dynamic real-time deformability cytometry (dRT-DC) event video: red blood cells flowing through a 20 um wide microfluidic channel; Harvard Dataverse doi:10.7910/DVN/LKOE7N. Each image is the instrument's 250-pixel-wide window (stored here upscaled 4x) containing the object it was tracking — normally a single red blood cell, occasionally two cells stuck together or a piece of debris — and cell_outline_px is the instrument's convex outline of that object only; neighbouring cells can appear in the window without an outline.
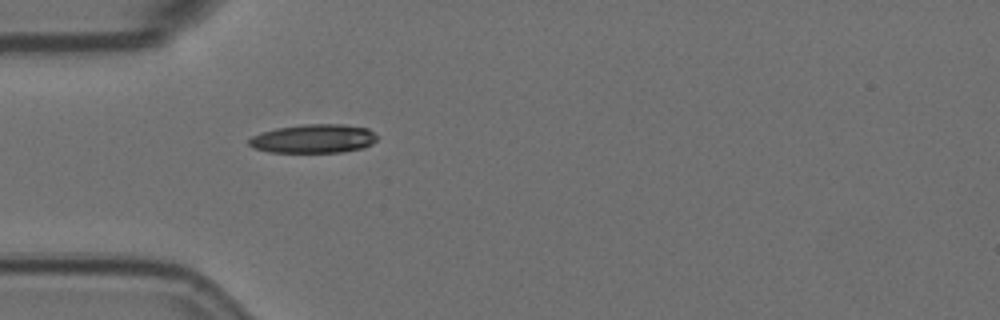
{"species": "Egyptian fruit bat (a non-hibernating species)", "species_latin": "Rousettus aegyptiacus", "temperature_condition": "room temperature", "stored_images_in_passage": 1, "camera_frame_rate_fps": 3000, "um_per_image_px": 0.085, "animal": {"sex": "female"}, "frame": {"image": 1, "passage_image": 1, "time_ms": 0.0, "image_size_px": [1000, 320], "cell_outline_px": [[376, 140], [372, 144], [364, 148], [340, 152], [268, 152], [256, 148], [248, 144], [248, 140], [252, 136], [260, 132], [276, 128], [304, 124], [340, 124], [368, 128], [376, 136]], "centroid_in_image_um": [26.64, 11.78], "position_along_channel_um": 58.4, "area_um2": 21.44}}